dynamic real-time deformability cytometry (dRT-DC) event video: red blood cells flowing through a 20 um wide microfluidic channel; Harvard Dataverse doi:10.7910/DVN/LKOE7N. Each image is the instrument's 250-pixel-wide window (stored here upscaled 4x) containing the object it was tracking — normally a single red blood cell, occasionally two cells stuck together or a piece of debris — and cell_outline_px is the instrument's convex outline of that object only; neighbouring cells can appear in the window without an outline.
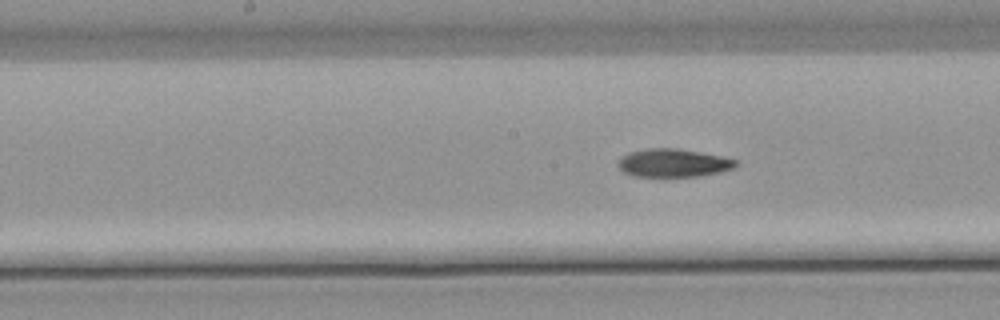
{"species": "common noctule bat (a hibernating species)", "species_latin": "Nyctalus noctula", "temperature_condition": "warm", "stored_images_in_passage": 8, "segment_of_instrument_passage": [2, 2], "camera_frame_rate_fps": 3000, "um_per_image_px": 0.085, "animal": {"sex": "male", "body_mass_g": 21.5, "forearm_length_mm": 52.0}, "frame": {"image": 1, "passage_image": 8, "time_ms": 9.667, "image_size_px": [1000, 320], "cell_outline_px": [[740, 164], [732, 168], [720, 172], [700, 176], [632, 176], [624, 172], [616, 164], [624, 156], [632, 152], [648, 148], [676, 148], [700, 152], [720, 156], [736, 160]], "centroid_in_image_um": [57.25, 13.85], "position_along_channel_um": 190.9, "area_um2": 19.07}}